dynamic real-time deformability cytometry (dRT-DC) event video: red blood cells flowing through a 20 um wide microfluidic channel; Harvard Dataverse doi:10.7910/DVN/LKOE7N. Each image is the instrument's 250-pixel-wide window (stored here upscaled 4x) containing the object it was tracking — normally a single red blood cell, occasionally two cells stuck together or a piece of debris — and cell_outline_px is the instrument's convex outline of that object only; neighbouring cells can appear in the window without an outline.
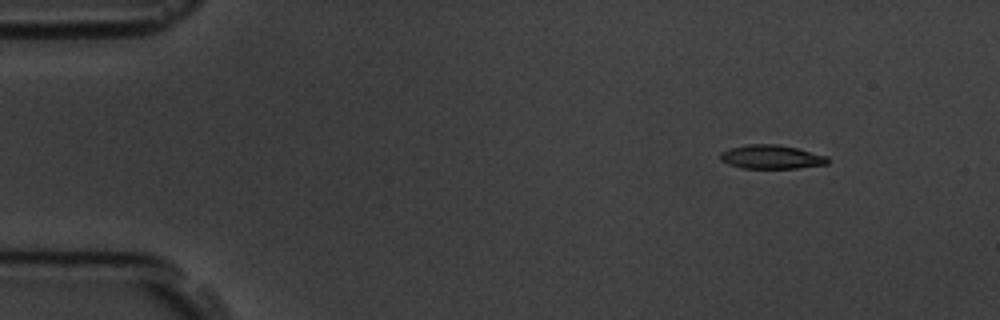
{"species": "common noctule bat (a hibernating species)", "species_latin": "Nyctalus noctula", "temperature_condition": "room temperature", "stored_images_in_passage": 5, "camera_frame_rate_fps": 3000, "um_per_image_px": 0.085, "animal": {"sex": "male", "body_mass_g": 19.5, "forearm_length_mm": 54.6}, "frame": {"image": 1, "passage_image": 2, "time_ms": 1.333, "image_size_px": [1000, 320], "cell_outline_px": [[828, 164], [796, 168], [744, 168], [728, 164], [720, 160], [720, 152], [728, 148], [748, 144], [776, 144], [796, 148], [828, 156]], "centroid_in_image_um": [65.54, 13.33], "position_along_channel_um": 19.5, "area_um2": 14.91}}
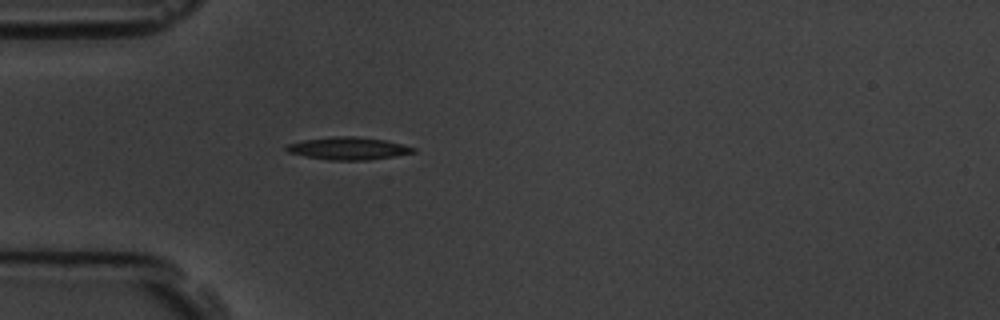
{"frame": {"image": 2, "passage_image": 5, "time_ms": 4.667, "image_size_px": [1000, 320], "cell_outline_px": [[416, 152], [396, 156], [368, 160], [328, 160], [288, 152], [284, 148], [288, 144], [304, 140], [332, 136], [356, 136], [384, 140], [404, 144], [416, 148]], "centroid_in_image_um": [29.65, 12.61], "position_along_channel_um": 55.3, "area_um2": 16.65}}